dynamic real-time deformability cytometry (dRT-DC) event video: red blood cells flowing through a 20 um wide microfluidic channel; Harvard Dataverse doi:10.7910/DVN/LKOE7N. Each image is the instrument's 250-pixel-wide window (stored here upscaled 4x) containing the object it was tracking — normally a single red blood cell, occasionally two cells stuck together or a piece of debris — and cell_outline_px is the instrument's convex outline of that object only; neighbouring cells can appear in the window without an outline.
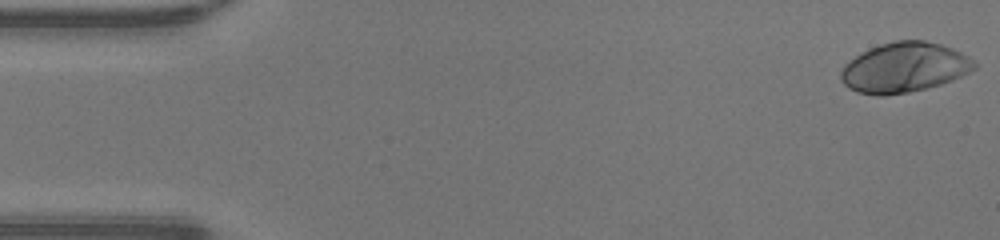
{"species": "human", "species_latin": "Homo sapiens", "temperature_condition": "warm", "stored_images_in_passage": 48, "camera_frame_rate_fps": 3000, "um_per_image_px": 0.085, "donor": {"sex": "male"}, "frame": {"image": 1, "passage_image": 1, "time_ms": 0.0, "image_size_px": [1000, 240], "cell_outline_px": [[976, 68], [952, 80], [940, 84], [908, 92], [884, 96], [876, 96], [856, 92], [848, 88], [840, 80], [840, 72], [844, 64], [856, 56], [880, 44], [896, 40], [924, 40], [940, 44], [952, 48], [968, 56], [976, 64]], "centroid_in_image_um": [76.83, 5.74], "position_along_channel_um": 8.2, "area_um2": 38.67}}
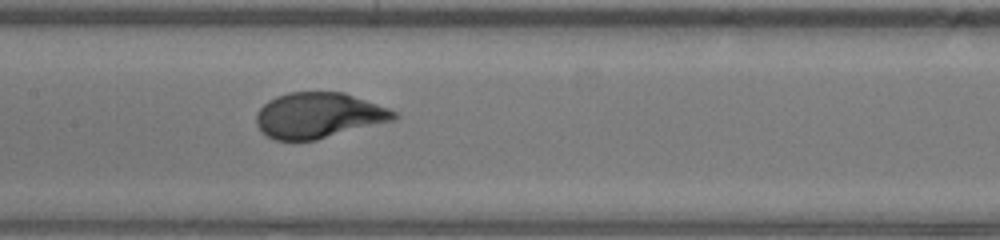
{"frame": {"image": 2, "passage_image": 23, "time_ms": 7.333, "image_size_px": [1000, 240], "cell_outline_px": [[400, 116], [392, 120], [316, 140], [276, 140], [268, 136], [256, 124], [256, 112], [268, 100], [276, 96], [288, 92], [344, 92], [388, 108], [396, 112]], "centroid_in_image_um": [27.06, 9.8], "position_along_channel_um": 180.3, "area_um2": 36.24}}
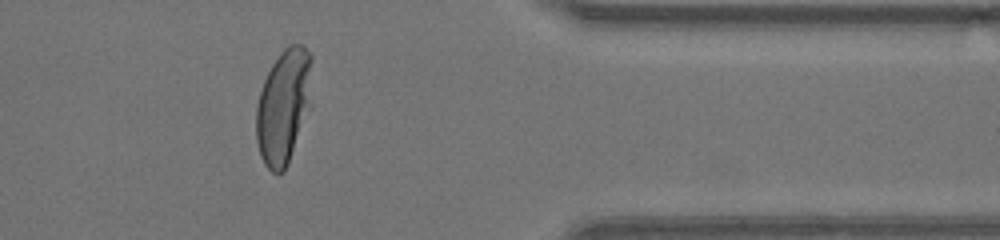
{"frame": {"image": 3, "passage_image": 39, "time_ms": 12.667, "image_size_px": [1000, 240], "cell_outline_px": [[312, 104], [288, 164], [284, 172], [272, 172], [264, 164], [260, 156], [256, 140], [256, 104], [264, 80], [272, 64], [280, 52], [288, 44], [304, 44], [312, 56]], "centroid_in_image_um": [24.13, 9.01], "position_along_channel_um": 387.3, "area_um2": 38.03}, "authors_computed_cell_mechanics": {"area_um2": 37.3677, "velocity_mm_per_s": 4.2763, "shape_relaxation_time_tau1_ms": 3.2084, "shape_relaxation_time_tau2_ms": null, "deformation_change_tau1": 0.2221, "deformation_change_tau2": null}}